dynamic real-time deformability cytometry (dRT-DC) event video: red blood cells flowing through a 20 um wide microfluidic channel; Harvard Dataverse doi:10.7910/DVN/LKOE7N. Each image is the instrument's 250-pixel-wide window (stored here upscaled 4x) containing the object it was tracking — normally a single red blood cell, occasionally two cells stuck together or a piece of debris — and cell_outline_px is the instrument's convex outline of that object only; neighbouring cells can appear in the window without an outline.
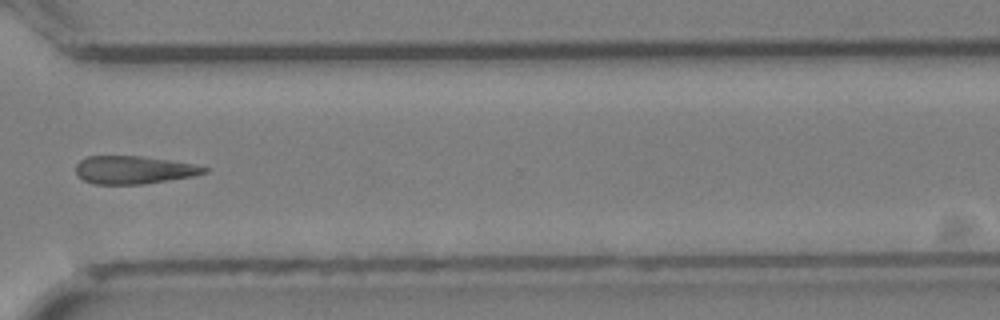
{"species": "Egyptian fruit bat (a non-hibernating species)", "species_latin": "Rousettus aegyptiacus", "temperature_condition": "cold", "stored_images_in_passage": 21, "camera_frame_rate_fps": 3000, "um_per_image_px": 0.085, "animal": {"sex": "female"}, "frame": {"image": 1, "passage_image": 15, "time_ms": 4.667, "image_size_px": [1000, 320], "cell_outline_px": [[208, 172], [196, 176], [144, 184], [96, 184], [84, 180], [76, 172], [76, 164], [80, 160], [88, 156], [140, 156], [168, 160], [192, 164], [208, 168]], "centroid_in_image_um": [11.39, 14.44], "position_along_channel_um": 359.2, "area_um2": 20.81}}